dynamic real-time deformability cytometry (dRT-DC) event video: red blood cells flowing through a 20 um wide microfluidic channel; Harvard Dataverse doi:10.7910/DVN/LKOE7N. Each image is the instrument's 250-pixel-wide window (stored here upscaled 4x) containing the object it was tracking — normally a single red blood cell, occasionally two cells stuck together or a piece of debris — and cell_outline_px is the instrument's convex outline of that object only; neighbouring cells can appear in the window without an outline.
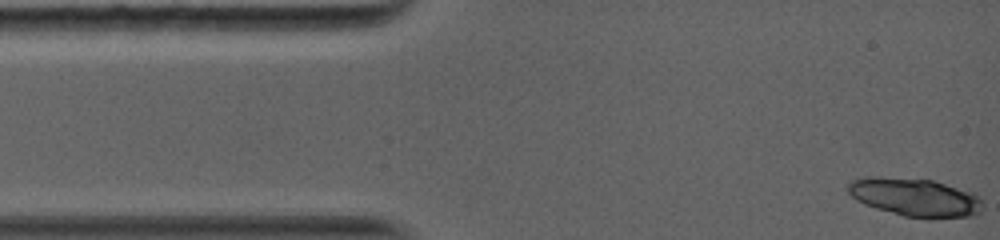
{"species": "common noctule bat (a hibernating species)", "species_latin": "Nyctalus noctula", "temperature_condition": "warm", "stored_images_in_passage": 10, "camera_frame_rate_fps": 5000, "um_per_image_px": 0.085, "animal": {"sex": "female", "body_mass_g": 19.0, "forearm_length_mm": 56.7}, "frame": {"image": 1, "passage_image": 1, "time_ms": 0.0, "image_size_px": [1000, 240], "cell_outline_px": [[984, 204], [980, 212], [972, 216], [904, 216], [876, 208], [864, 204], [856, 200], [848, 192], [848, 184], [852, 180], [868, 176], [876, 176], [932, 180], [972, 192], [980, 196]], "centroid_in_image_um": [77.76, 16.74], "position_along_channel_um": 7.2, "area_um2": 29.48}}